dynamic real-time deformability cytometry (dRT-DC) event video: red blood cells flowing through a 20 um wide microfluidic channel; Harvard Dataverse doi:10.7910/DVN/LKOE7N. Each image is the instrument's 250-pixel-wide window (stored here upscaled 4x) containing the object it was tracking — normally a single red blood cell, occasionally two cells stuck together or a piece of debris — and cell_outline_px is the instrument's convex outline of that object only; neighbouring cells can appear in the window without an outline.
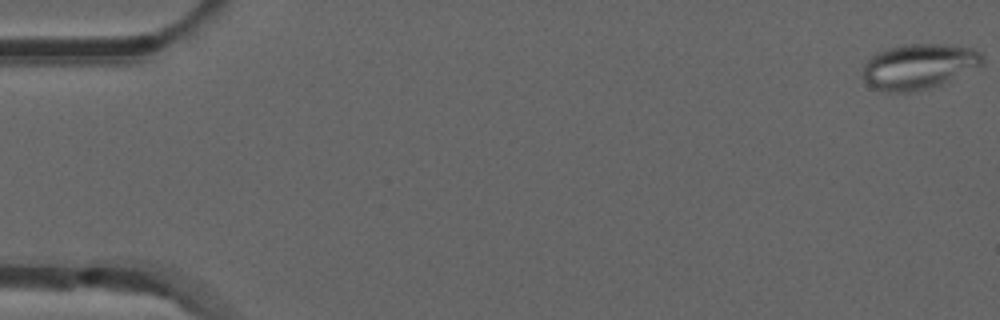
{"species": "common noctule bat (a hibernating species)", "species_latin": "Nyctalus noctula", "temperature_condition": "room temperature", "stored_images_in_passage": 39, "camera_frame_rate_fps": 3000, "um_per_image_px": 0.085, "animal": {"sex": "male", "forearm_length_mm": 52.5}, "frame": {"image": 1, "passage_image": 1, "time_ms": 0.0, "image_size_px": [1000, 320], "cell_outline_px": [[984, 64], [980, 68], [940, 84], [928, 88], [912, 92], [884, 92], [868, 84], [860, 76], [864, 64], [876, 52], [888, 48], [904, 44], [944, 44], [972, 48], [980, 52], [984, 56]], "centroid_in_image_um": [78.12, 5.64], "position_along_channel_um": 6.9, "area_um2": 31.96}}
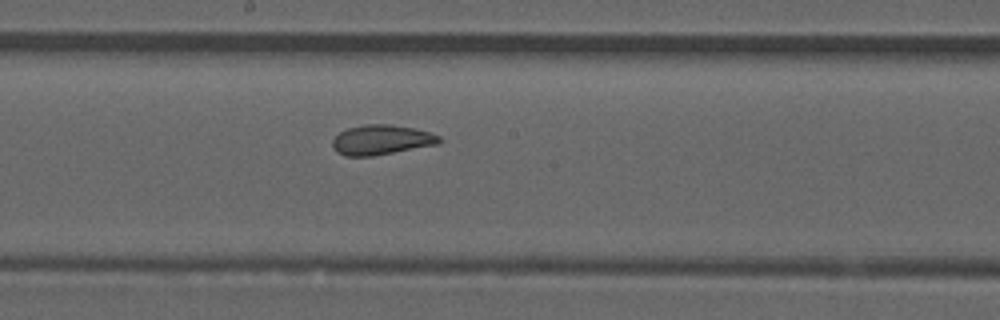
{"frame": {"image": 2, "passage_image": 29, "time_ms": 9.333, "image_size_px": [1000, 320], "cell_outline_px": [[444, 140], [440, 144], [372, 156], [344, 156], [336, 152], [332, 148], [332, 140], [340, 132], [348, 128], [364, 124], [392, 124], [412, 128], [428, 132], [440, 136]], "centroid_in_image_um": [32.42, 11.89], "position_along_channel_um": 215.8, "area_um2": 18.73}}
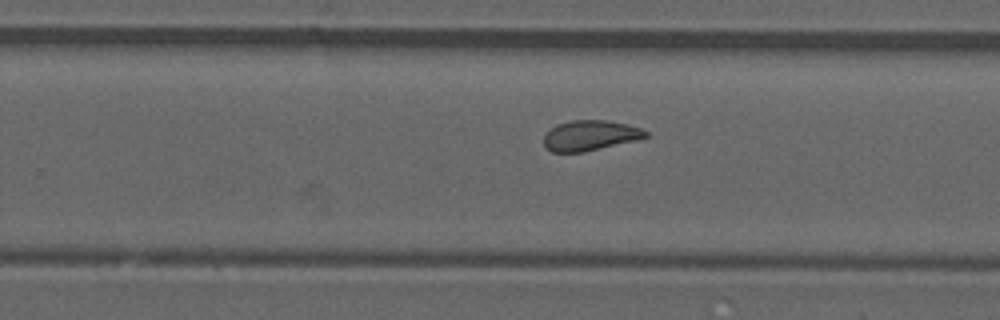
{"frame": {"image": 3, "passage_image": 34, "time_ms": 11.0, "image_size_px": [1000, 320], "cell_outline_px": [[648, 136], [636, 140], [584, 152], [552, 152], [544, 144], [544, 136], [556, 124], [572, 120], [604, 120], [624, 124], [640, 128], [648, 132]], "centroid_in_image_um": [50.15, 11.52], "position_along_channel_um": 279.7, "area_um2": 17.69}}